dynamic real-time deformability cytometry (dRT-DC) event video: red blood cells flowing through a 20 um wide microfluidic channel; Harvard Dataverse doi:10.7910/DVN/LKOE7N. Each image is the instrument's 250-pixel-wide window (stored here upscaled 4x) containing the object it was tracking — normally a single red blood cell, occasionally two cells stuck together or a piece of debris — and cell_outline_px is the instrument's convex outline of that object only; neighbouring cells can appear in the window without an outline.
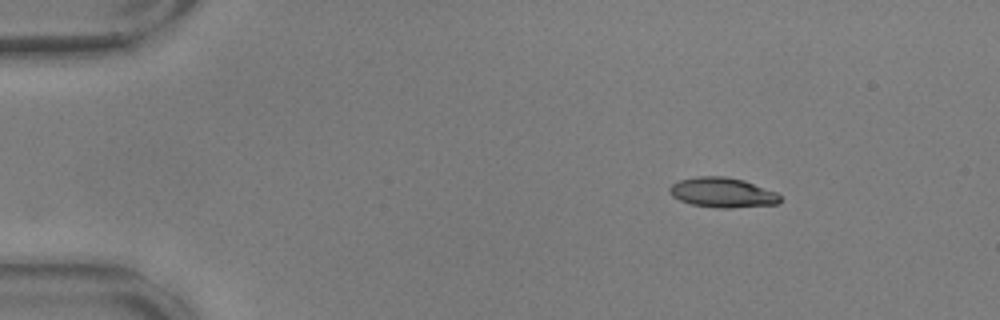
{"species": "common noctule bat (a hibernating species)", "species_latin": "Nyctalus noctula", "temperature_condition": "warm", "stored_images_in_passage": 9, "camera_frame_rate_fps": 3000, "um_per_image_px": 0.085, "animal": {"sex": "male", "body_mass_g": 17.9, "forearm_length_mm": 54.2}, "frame": {"image": 1, "passage_image": 1, "time_ms": 0.0, "image_size_px": [1000, 320], "cell_outline_px": [[780, 204], [732, 208], [716, 208], [692, 204], [680, 200], [672, 196], [668, 192], [668, 188], [672, 184], [680, 180], [696, 176], [724, 176], [744, 180], [776, 192], [780, 196]], "centroid_in_image_um": [61.41, 16.37], "position_along_channel_um": 23.6, "area_um2": 19.36}}